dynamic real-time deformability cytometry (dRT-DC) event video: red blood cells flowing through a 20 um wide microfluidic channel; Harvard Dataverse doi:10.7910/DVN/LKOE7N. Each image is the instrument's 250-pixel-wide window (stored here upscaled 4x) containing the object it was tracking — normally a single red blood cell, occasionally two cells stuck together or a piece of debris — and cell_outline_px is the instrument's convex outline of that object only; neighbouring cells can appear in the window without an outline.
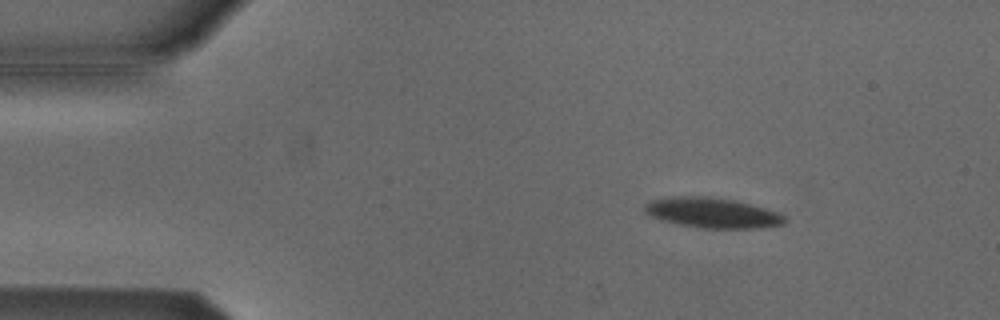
{"species": "Egyptian fruit bat (a non-hibernating species)", "species_latin": "Rousettus aegyptiacus", "temperature_condition": "cold", "stored_images_in_passage": 3, "camera_frame_rate_fps": 3000, "um_per_image_px": 0.085, "animal": {"sex": "male"}, "frame": {"image": 1, "passage_image": 2, "time_ms": 0.333, "image_size_px": [1000, 320], "cell_outline_px": [[788, 220], [784, 224], [760, 228], [704, 228], [680, 224], [660, 220], [648, 216], [644, 212], [644, 204], [652, 200], [668, 196], [712, 196], [736, 200], [752, 204], [776, 212], [784, 216]], "centroid_in_image_um": [60.52, 18.07], "position_along_channel_um": 24.5, "area_um2": 24.91}}